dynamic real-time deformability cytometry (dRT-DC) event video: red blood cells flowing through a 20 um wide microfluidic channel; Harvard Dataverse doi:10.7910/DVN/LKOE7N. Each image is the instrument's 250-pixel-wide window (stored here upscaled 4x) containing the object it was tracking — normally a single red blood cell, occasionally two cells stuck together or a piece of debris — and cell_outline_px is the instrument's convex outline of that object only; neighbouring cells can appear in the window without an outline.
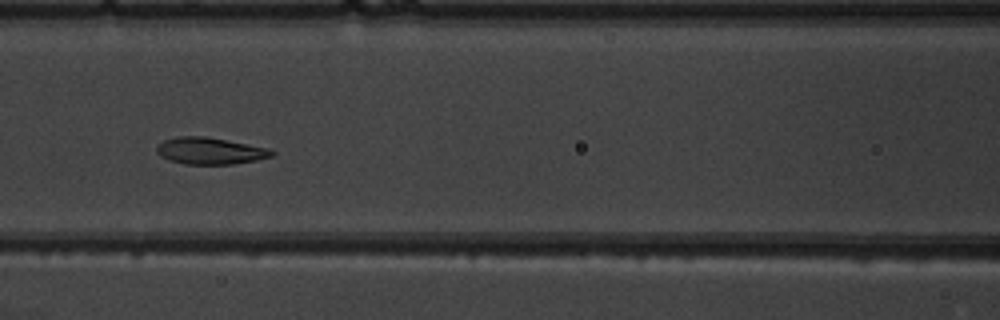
{"species": "common noctule bat (a hibernating species)", "species_latin": "Nyctalus noctula", "temperature_condition": "warm", "stored_images_in_passage": 9, "camera_frame_rate_fps": 3000, "um_per_image_px": 0.085, "animal": {"sex": "male", "body_mass_g": 19.5, "forearm_length_mm": 54.6}, "frame": {"image": 1, "passage_image": 8, "time_ms": 8.0, "image_size_px": [1000, 320], "cell_outline_px": [[276, 152], [272, 156], [256, 160], [232, 164], [184, 164], [168, 160], [160, 156], [156, 152], [156, 148], [164, 140], [176, 136], [204, 136], [268, 148]], "centroid_in_image_um": [17.82, 12.83], "position_along_channel_um": 148.8, "area_um2": 17.86}}
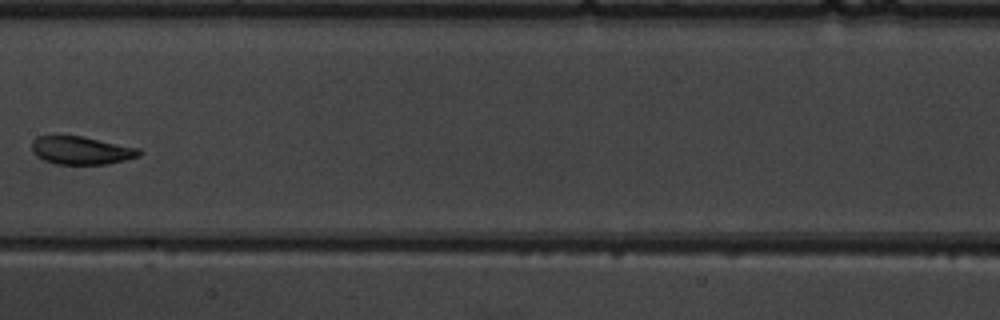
{"frame": {"image": 2, "passage_image": 9, "time_ms": 9.333, "image_size_px": [1000, 320], "cell_outline_px": [[144, 152], [140, 156], [108, 164], [56, 164], [44, 160], [36, 156], [32, 152], [32, 140], [36, 136], [84, 136], [140, 148]], "centroid_in_image_um": [6.93, 12.78], "position_along_channel_um": 200.5, "area_um2": 17.74}}